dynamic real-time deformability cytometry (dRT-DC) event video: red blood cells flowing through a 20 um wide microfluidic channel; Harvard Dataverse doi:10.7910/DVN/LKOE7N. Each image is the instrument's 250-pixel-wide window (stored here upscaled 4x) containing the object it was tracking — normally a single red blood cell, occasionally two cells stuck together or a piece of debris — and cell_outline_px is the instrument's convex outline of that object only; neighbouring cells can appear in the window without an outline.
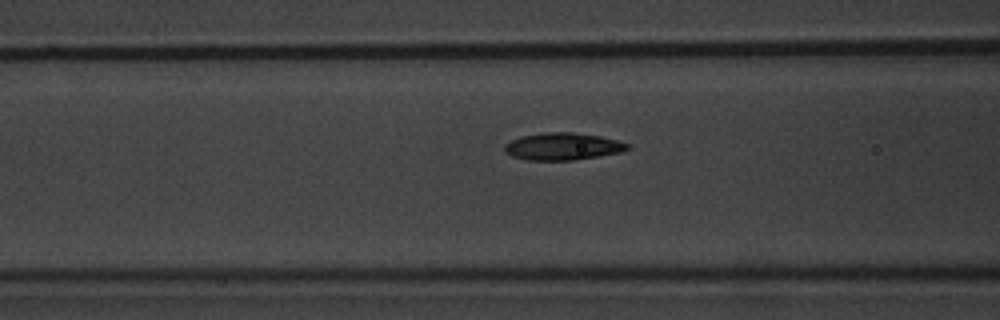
{"species": "common noctule bat (a hibernating species)", "species_latin": "Nyctalus noctula", "temperature_condition": "warm", "stored_images_in_passage": 41, "camera_frame_rate_fps": 3000, "um_per_image_px": 0.085, "animal": {"sex": "male", "body_mass_g": 20.1, "forearm_length_mm": 53.5}, "frame": {"image": 1, "passage_image": 12, "time_ms": 3.667, "image_size_px": [1000, 320], "cell_outline_px": [[632, 148], [620, 152], [572, 160], [528, 160], [512, 156], [504, 152], [504, 144], [512, 140], [524, 136], [544, 132], [572, 132], [600, 136], [616, 140], [628, 144]], "centroid_in_image_um": [47.81, 12.44], "position_along_channel_um": 118.8, "area_um2": 19.31}}
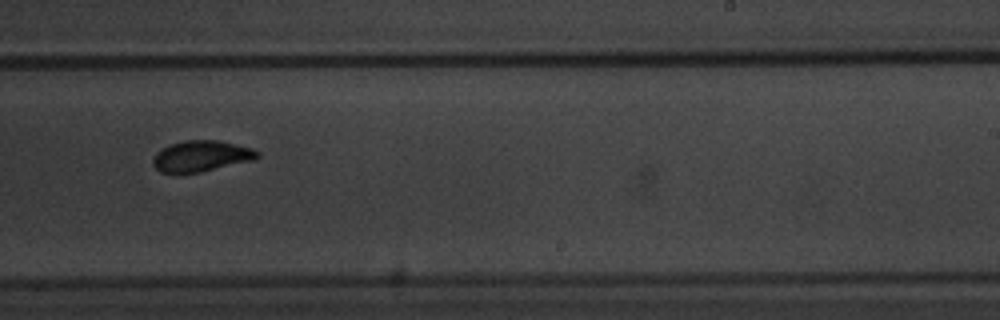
{"frame": {"image": 2, "passage_image": 24, "time_ms": 7.667, "image_size_px": [1000, 320], "cell_outline_px": [[260, 156], [256, 160], [200, 172], [160, 172], [152, 164], [152, 160], [156, 152], [160, 148], [168, 144], [184, 140], [220, 140], [252, 148], [260, 152]], "centroid_in_image_um": [17.12, 13.25], "position_along_channel_um": 271.9, "area_um2": 19.07}}
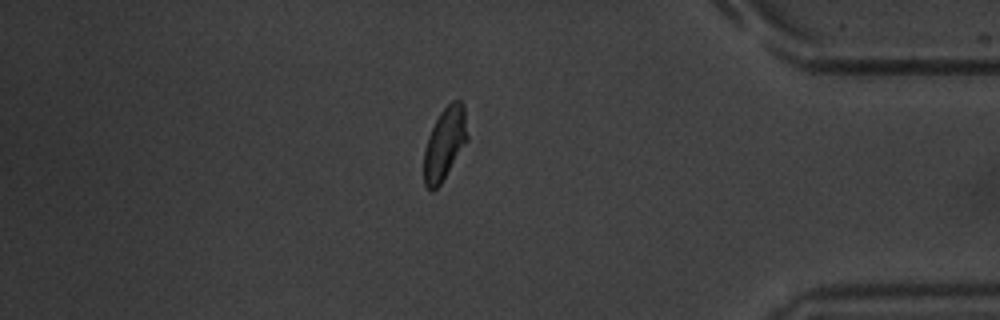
{"frame": {"image": 3, "passage_image": 36, "time_ms": 11.667, "image_size_px": [1000, 320], "cell_outline_px": [[468, 140], [440, 184], [432, 192], [424, 184], [424, 152], [428, 136], [440, 112], [452, 100], [460, 100], [464, 104], [468, 136]], "centroid_in_image_um": [37.81, 12.18], "position_along_channel_um": 397.4, "area_um2": 18.21}}